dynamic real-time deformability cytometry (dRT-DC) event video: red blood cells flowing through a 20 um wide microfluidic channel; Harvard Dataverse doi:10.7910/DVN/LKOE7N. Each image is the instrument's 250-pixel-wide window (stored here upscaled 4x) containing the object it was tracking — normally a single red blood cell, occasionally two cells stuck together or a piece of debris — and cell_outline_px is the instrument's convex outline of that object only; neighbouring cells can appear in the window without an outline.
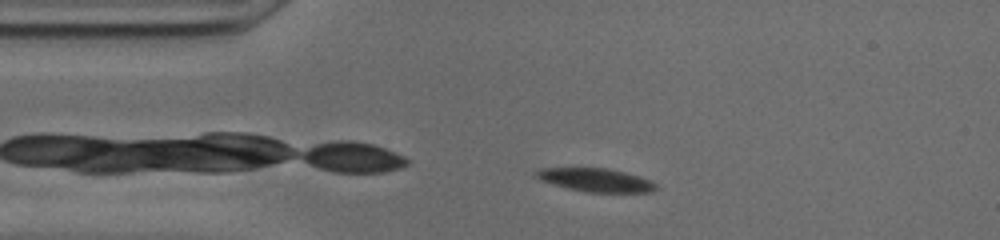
{"species": "common noctule bat (a hibernating species)", "species_latin": "Nyctalus noctula", "temperature_condition": "cold", "stored_images_in_passage": 48, "camera_frame_rate_fps": 3000, "um_per_image_px": 0.085, "animal": {"sex": "male", "body_mass_g": 20.0, "forearm_length_mm": 53.3}, "frame": {"image": 1, "passage_image": 4, "time_ms": 1.0, "image_size_px": [1000, 240], "cell_outline_px": [[660, 188], [652, 192], [588, 192], [568, 188], [540, 180], [532, 176], [540, 168], [604, 168], [624, 172], [648, 180], [656, 184]], "centroid_in_image_um": [50.62, 15.3], "position_along_channel_um": 34.4, "area_um2": 16.13}}
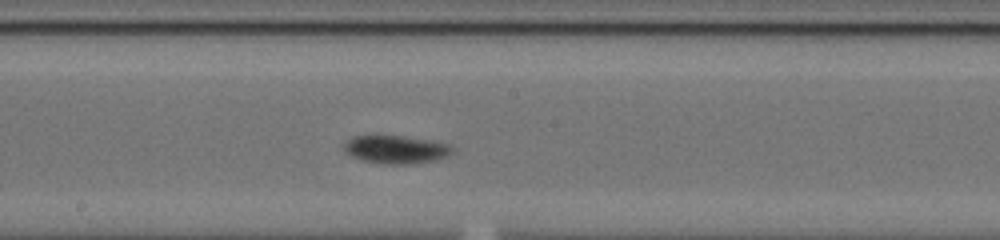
{"frame": {"image": 2, "passage_image": 21, "time_ms": 6.667, "image_size_px": [1000, 240], "cell_outline_px": [[456, 152], [448, 156], [432, 160], [408, 164], [384, 164], [364, 160], [352, 156], [344, 152], [344, 144], [352, 136], [404, 136], [436, 140], [448, 144]], "centroid_in_image_um": [33.69, 12.69], "position_along_channel_um": 214.5, "area_um2": 17.74}}
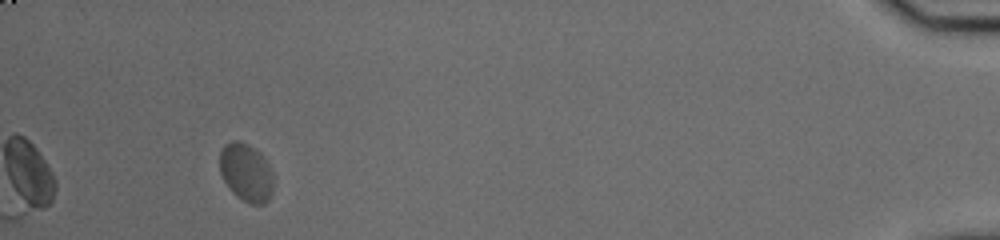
{"frame": {"image": 3, "passage_image": 44, "time_ms": 14.333, "image_size_px": [1000, 240], "cell_outline_px": [[272, 192], [268, 200], [264, 204], [248, 204], [236, 196], [228, 188], [220, 172], [220, 148], [224, 144], [232, 140], [236, 140], [248, 144], [260, 152], [264, 156], [272, 172]], "centroid_in_image_um": [20.91, 14.65], "position_along_channel_um": 414.3, "area_um2": 18.38}, "authors_computed_cell_mechanics": {"area_um2": 17.6001, "velocity_mm_per_s": 3.6563, "shape_relaxation_time_tau1_ms": 2.9356, "shape_relaxation_time_tau2_ms": 2.8527, "deformation_change_tau1": 0.0935, "deformation_change_tau2": 0.0357}}